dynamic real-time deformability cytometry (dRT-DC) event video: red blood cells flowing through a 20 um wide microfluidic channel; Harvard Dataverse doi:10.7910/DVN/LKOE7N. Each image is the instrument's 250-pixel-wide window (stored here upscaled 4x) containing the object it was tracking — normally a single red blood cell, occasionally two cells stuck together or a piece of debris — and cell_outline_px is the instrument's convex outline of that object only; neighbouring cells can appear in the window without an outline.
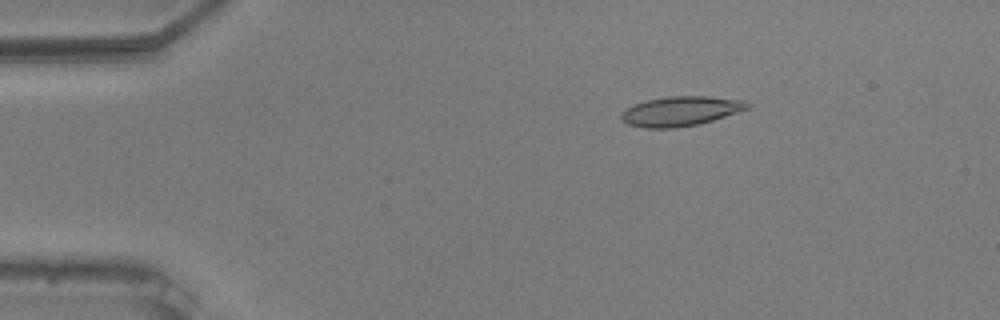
{"species": "common noctule bat (a hibernating species)", "species_latin": "Nyctalus noctula", "temperature_condition": "warm", "stored_images_in_passage": 19, "camera_frame_rate_fps": 3000, "um_per_image_px": 0.085, "animal": {"sex": "male", "body_mass_g": 20.5, "forearm_length_mm": 52.5}, "frame": {"image": 1, "passage_image": 9, "time_ms": 2.667, "image_size_px": [1000, 320], "cell_outline_px": [[752, 104], [748, 108], [700, 124], [676, 128], [644, 128], [628, 124], [620, 120], [620, 116], [628, 108], [636, 104], [648, 100], [668, 96], [708, 96], [744, 100]], "centroid_in_image_um": [57.86, 9.45], "position_along_channel_um": 27.1, "area_um2": 21.62}}
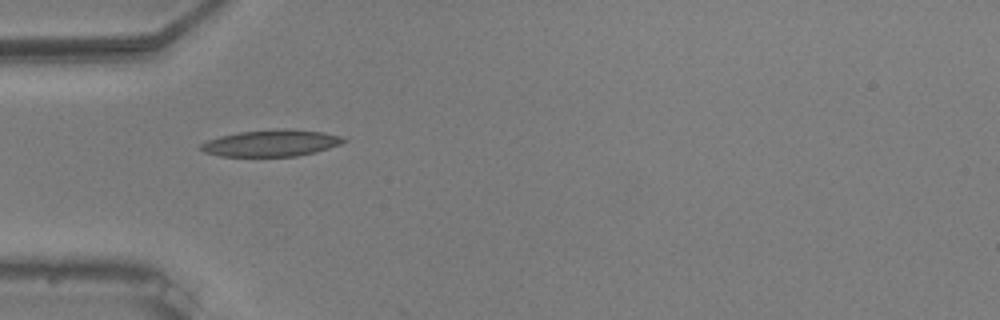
{"frame": {"image": 2, "passage_image": 17, "time_ms": 5.333, "image_size_px": [1000, 320], "cell_outline_px": [[348, 140], [340, 144], [316, 152], [296, 156], [220, 156], [204, 152], [200, 148], [200, 144], [208, 140], [220, 136], [240, 132], [276, 128], [324, 132], [340, 136]], "centroid_in_image_um": [23.05, 12.16], "position_along_channel_um": 62.0, "area_um2": 22.02}}